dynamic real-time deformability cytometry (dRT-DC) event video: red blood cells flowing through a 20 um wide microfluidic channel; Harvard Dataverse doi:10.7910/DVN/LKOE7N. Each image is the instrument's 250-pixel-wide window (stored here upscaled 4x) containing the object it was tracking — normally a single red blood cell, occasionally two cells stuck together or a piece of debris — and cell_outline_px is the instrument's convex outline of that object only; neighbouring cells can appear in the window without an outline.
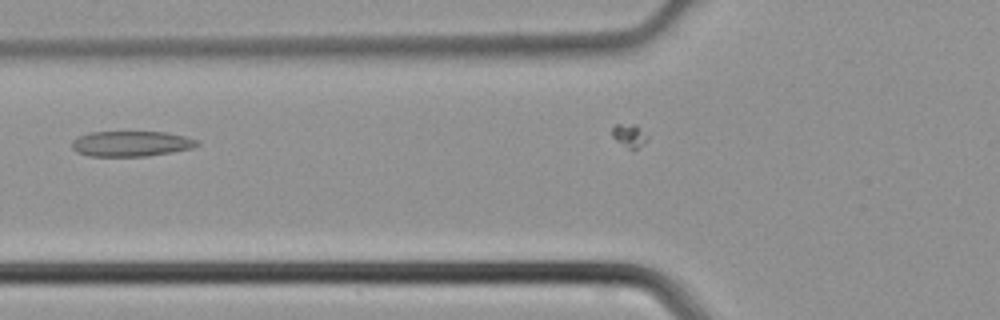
{"species": "common noctule bat (a hibernating species)", "species_latin": "Nyctalus noctula", "temperature_condition": "cold", "stored_images_in_passage": 13, "camera_frame_rate_fps": 3000, "um_per_image_px": 0.085, "animal": {"sex": "male", "body_mass_g": 21.5, "forearm_length_mm": 52.0}, "frame": {"image": 1, "passage_image": 4, "time_ms": 1.0, "image_size_px": [1000, 320], "cell_outline_px": [[200, 144], [192, 148], [172, 152], [144, 156], [88, 156], [76, 152], [72, 148], [72, 140], [88, 132], [168, 132], [200, 140]], "centroid_in_image_um": [11.16, 12.21], "position_along_channel_um": 114.6, "area_um2": 18.61}}
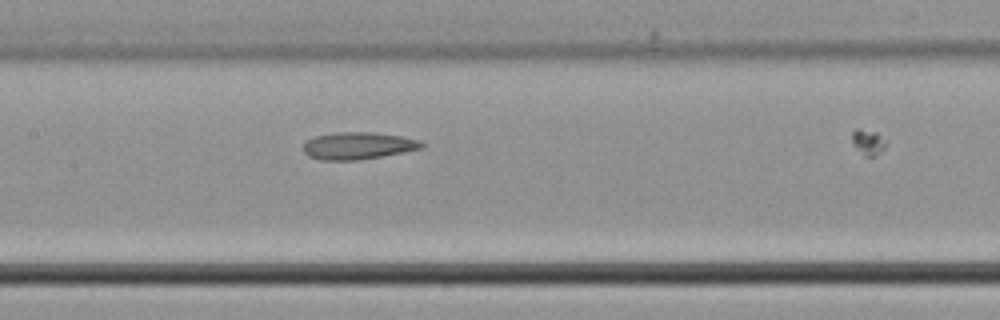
{"frame": {"image": 2, "passage_image": 8, "time_ms": 2.333, "image_size_px": [1000, 320], "cell_outline_px": [[424, 148], [404, 152], [360, 160], [320, 160], [308, 156], [304, 152], [304, 144], [308, 140], [316, 136], [332, 132], [372, 132], [400, 136], [416, 140], [424, 144]], "centroid_in_image_um": [30.41, 12.39], "position_along_channel_um": 177.0, "area_um2": 18.67}}
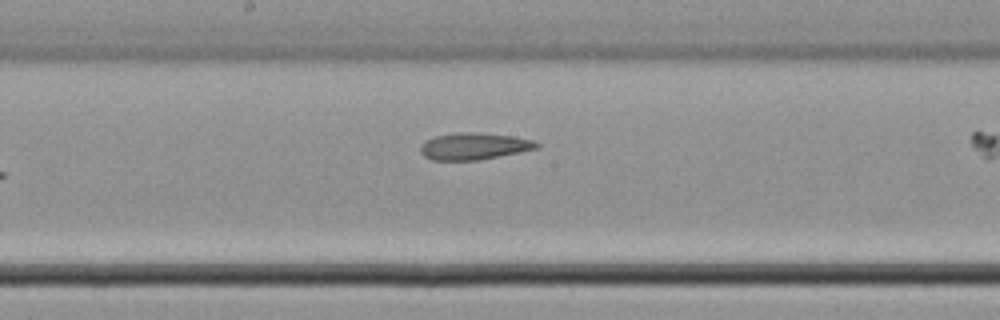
{"frame": {"image": 3, "passage_image": 10, "time_ms": 3.0, "image_size_px": [1000, 320], "cell_outline_px": [[540, 148], [480, 160], [432, 160], [424, 156], [420, 152], [420, 144], [424, 140], [436, 136], [456, 132], [476, 132], [512, 136], [532, 140], [540, 144]], "centroid_in_image_um": [40.27, 12.43], "position_along_channel_um": 207.9, "area_um2": 18.32}}